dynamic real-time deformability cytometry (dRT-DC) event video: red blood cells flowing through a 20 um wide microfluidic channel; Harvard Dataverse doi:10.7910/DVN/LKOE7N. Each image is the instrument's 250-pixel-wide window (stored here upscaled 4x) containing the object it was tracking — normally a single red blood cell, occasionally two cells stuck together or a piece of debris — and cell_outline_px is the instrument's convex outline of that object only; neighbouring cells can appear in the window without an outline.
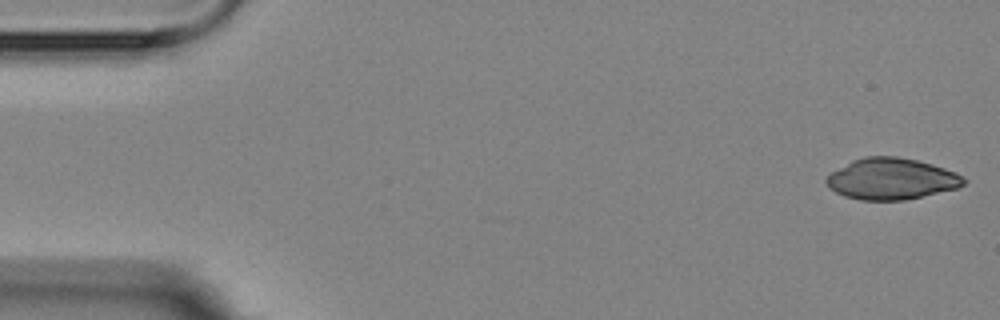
{"species": "Egyptian fruit bat (a non-hibernating species)", "species_latin": "Rousettus aegyptiacus", "temperature_condition": "room temperature", "stored_images_in_passage": 5, "camera_frame_rate_fps": 3000, "um_per_image_px": 0.085, "animal": {"sex": "female"}, "frame": {"image": 1, "passage_image": 5, "time_ms": 5.667, "image_size_px": [1000, 320], "cell_outline_px": [[968, 180], [964, 184], [956, 188], [904, 200], [860, 200], [844, 196], [828, 188], [824, 180], [832, 172], [852, 160], [864, 156], [896, 156], [916, 160], [932, 164], [956, 172]], "centroid_in_image_um": [75.75, 15.2], "position_along_channel_um": 9.3, "area_um2": 33.0}}